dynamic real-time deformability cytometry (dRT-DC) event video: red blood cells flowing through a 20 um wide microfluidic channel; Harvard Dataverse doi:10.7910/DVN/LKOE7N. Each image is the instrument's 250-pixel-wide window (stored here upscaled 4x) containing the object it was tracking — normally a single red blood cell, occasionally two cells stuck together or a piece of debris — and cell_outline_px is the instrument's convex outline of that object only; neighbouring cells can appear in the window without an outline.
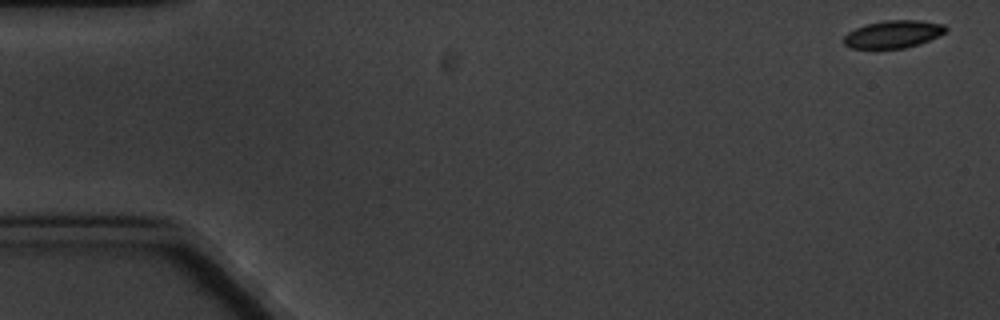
{"species": "common noctule bat (a hibernating species)", "species_latin": "Nyctalus noctula", "temperature_condition": "cold", "stored_images_in_passage": 7, "camera_frame_rate_fps": 3000, "um_per_image_px": 0.085, "animal": {"sex": "male", "body_mass_g": 20.1, "forearm_length_mm": 53.5}, "frame": {"image": 1, "passage_image": 1, "time_ms": 0.0, "image_size_px": [1000, 320], "cell_outline_px": [[948, 28], [944, 32], [920, 44], [904, 48], [852, 48], [844, 44], [844, 36], [848, 32], [856, 28], [868, 24], [884, 20], [920, 20], [944, 24]], "centroid_in_image_um": [75.93, 2.9], "position_along_channel_um": 9.1, "area_um2": 16.18}}
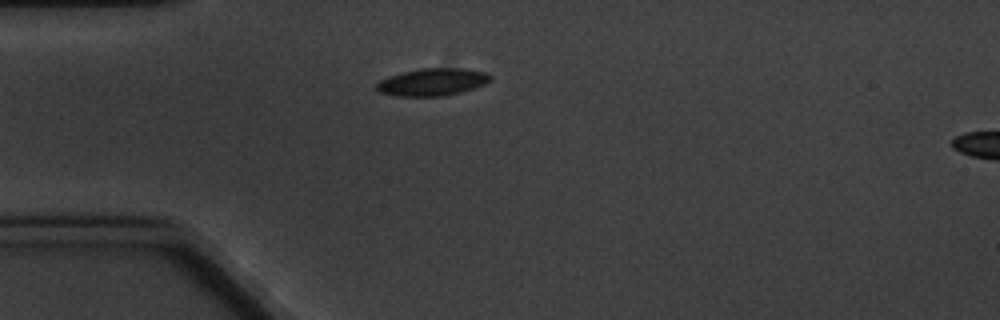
{"frame": {"image": 2, "passage_image": 5, "time_ms": 4.667, "image_size_px": [1000, 320], "cell_outline_px": [[492, 80], [476, 88], [444, 96], [396, 96], [380, 92], [376, 88], [376, 84], [380, 80], [388, 76], [420, 68], [464, 68], [488, 72], [492, 76]], "centroid_in_image_um": [36.8, 6.96], "position_along_channel_um": 48.2, "area_um2": 18.32}}